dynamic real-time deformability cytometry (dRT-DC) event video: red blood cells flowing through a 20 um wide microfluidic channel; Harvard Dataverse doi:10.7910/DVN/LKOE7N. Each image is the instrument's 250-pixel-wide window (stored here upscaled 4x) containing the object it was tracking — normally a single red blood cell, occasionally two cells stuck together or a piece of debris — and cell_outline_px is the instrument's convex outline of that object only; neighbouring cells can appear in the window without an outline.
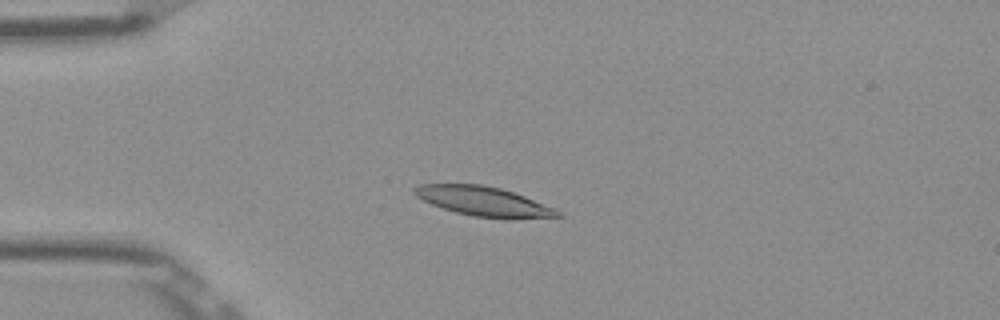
{"species": "Egyptian fruit bat (a non-hibernating species)", "species_latin": "Rousettus aegyptiacus", "temperature_condition": "room temperature", "stored_images_in_passage": 53, "camera_frame_rate_fps": 3000, "um_per_image_px": 0.085, "frame": {"image": 1, "passage_image": 14, "time_ms": 4.333, "image_size_px": [1000, 320], "cell_outline_px": [[564, 216], [472, 216], [456, 212], [432, 204], [416, 196], [412, 192], [412, 188], [420, 184], [480, 184], [500, 188], [524, 196], [556, 208], [564, 212]], "centroid_in_image_um": [41.03, 17.06], "position_along_channel_um": 44.0, "area_um2": 23.58}}
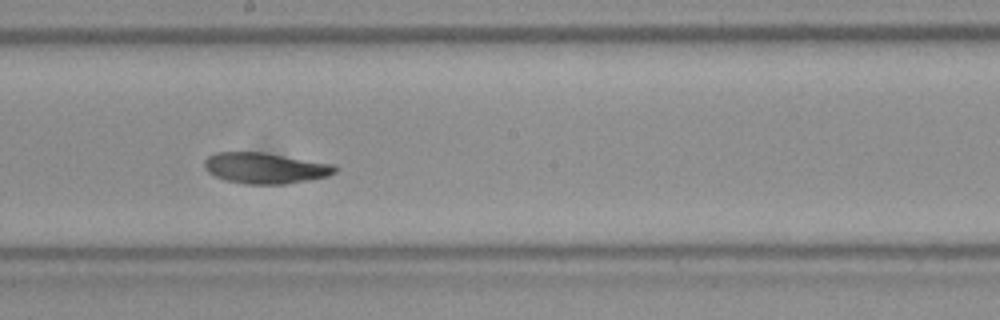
{"frame": {"image": 2, "passage_image": 30, "time_ms": 9.667, "image_size_px": [1000, 320], "cell_outline_px": [[336, 172], [328, 176], [308, 180], [284, 184], [244, 184], [224, 180], [208, 172], [204, 168], [204, 160], [208, 156], [216, 152], [264, 152], [336, 164]], "centroid_in_image_um": [22.54, 14.28], "position_along_channel_um": 225.7, "area_um2": 23.7}}
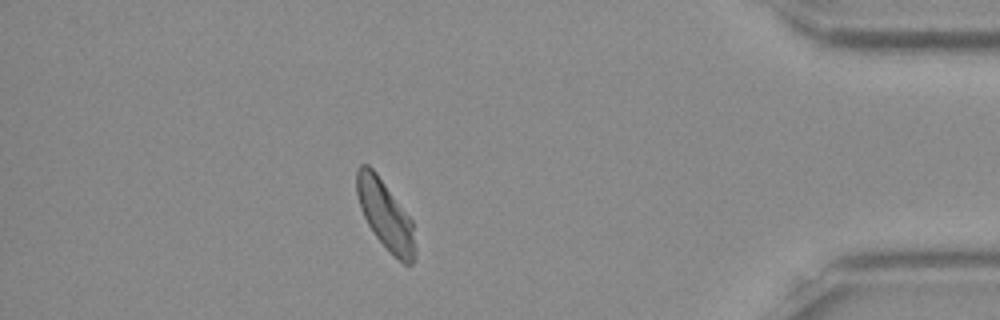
{"frame": {"image": 3, "passage_image": 47, "time_ms": 15.333, "image_size_px": [1000, 320], "cell_outline_px": [[416, 252], [412, 264], [404, 264], [376, 236], [368, 224], [360, 208], [356, 196], [356, 168], [360, 164], [368, 164], [376, 172], [412, 220], [416, 248]], "centroid_in_image_um": [32.74, 18.22], "position_along_channel_um": 402.5, "area_um2": 23.18}, "authors_computed_cell_mechanics": {"area_um2": 24.0448, "velocity_mm_per_s": 3.8466, "shape_relaxation_time_tau1_ms": 5.6355, "shape_relaxation_time_tau2_ms": 6.7829, "deformation_change_tau1": 0.1476, "deformation_change_tau2": 0.1027}}